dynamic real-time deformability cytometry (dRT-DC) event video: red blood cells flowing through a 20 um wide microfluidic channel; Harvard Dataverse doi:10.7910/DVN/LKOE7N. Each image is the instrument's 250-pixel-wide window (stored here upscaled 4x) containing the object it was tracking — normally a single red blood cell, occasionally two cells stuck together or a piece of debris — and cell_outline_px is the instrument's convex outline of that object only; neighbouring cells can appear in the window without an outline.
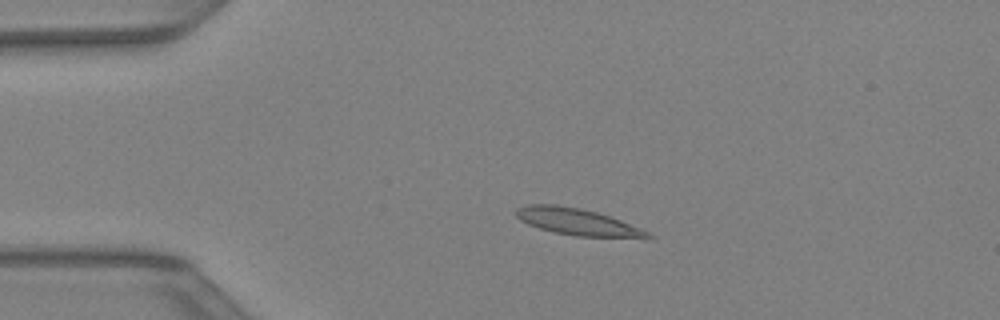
{"species": "Egyptian fruit bat (a non-hibernating species)", "species_latin": "Rousettus aegyptiacus", "temperature_condition": "warm", "stored_images_in_passage": 44, "camera_frame_rate_fps": 3000, "um_per_image_px": 0.085, "animal": {"sex": "female"}, "frame": {"image": 1, "passage_image": 10, "time_ms": 3.0, "image_size_px": [1000, 320], "cell_outline_px": [[656, 236], [576, 236], [552, 232], [528, 224], [520, 220], [516, 216], [516, 208], [528, 204], [556, 204], [580, 208], [596, 212], [620, 220], [640, 228]], "centroid_in_image_um": [48.94, 18.82], "position_along_channel_um": 36.1, "area_um2": 19.88}}
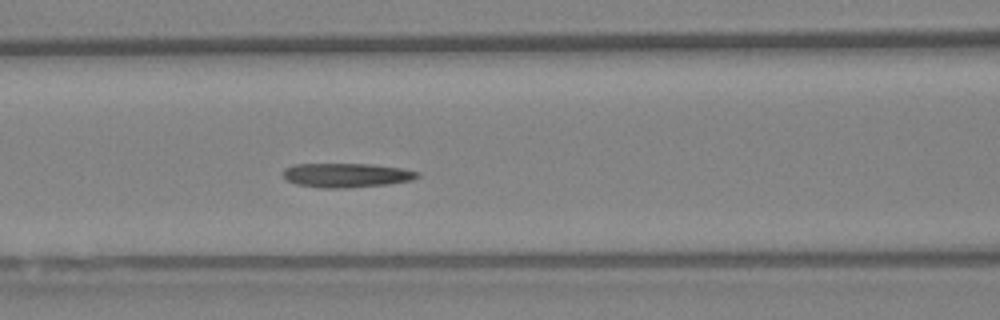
{"frame": {"image": 2, "passage_image": 19, "time_ms": 6.0, "image_size_px": [1000, 320], "cell_outline_px": [[420, 176], [412, 180], [388, 184], [348, 188], [320, 188], [296, 184], [288, 180], [284, 176], [284, 168], [292, 164], [368, 164], [400, 168], [420, 172]], "centroid_in_image_um": [29.45, 14.9], "position_along_channel_um": 137.2, "area_um2": 18.96}}
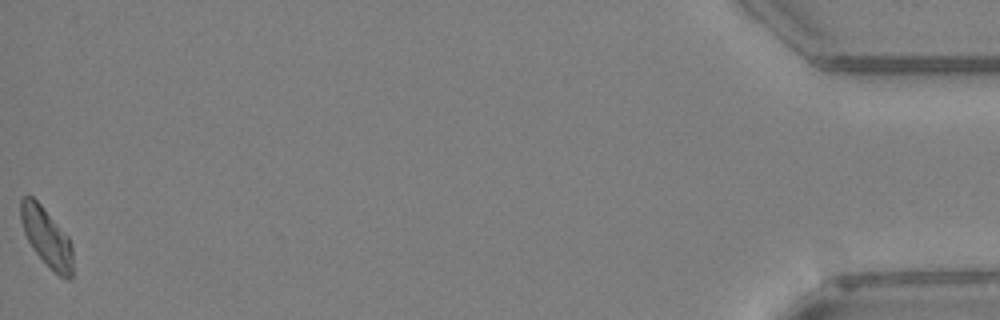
{"frame": {"image": 3, "passage_image": 44, "time_ms": 14.333, "image_size_px": [1000, 320], "cell_outline_px": [[72, 280], [68, 280], [60, 276], [36, 252], [28, 240], [24, 232], [20, 220], [20, 200], [24, 196], [32, 196], [44, 208], [68, 236], [72, 244]], "centroid_in_image_um": [3.96, 20.13], "position_along_channel_um": 431.2, "area_um2": 17.51}}